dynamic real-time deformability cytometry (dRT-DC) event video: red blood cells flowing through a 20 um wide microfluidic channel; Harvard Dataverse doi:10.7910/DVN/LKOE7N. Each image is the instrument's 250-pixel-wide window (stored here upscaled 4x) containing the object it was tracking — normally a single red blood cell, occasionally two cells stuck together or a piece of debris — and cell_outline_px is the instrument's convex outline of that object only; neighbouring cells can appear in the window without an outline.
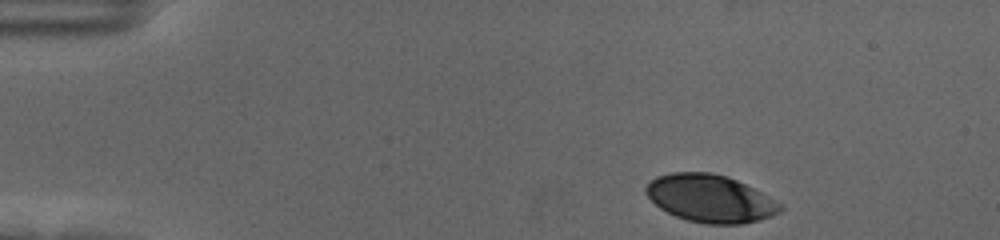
{"species": "human", "species_latin": "Homo sapiens", "temperature_condition": "cold", "stored_images_in_passage": 42, "camera_frame_rate_fps": 3000, "um_per_image_px": 0.085, "donor": {"sex": "female"}, "frame": {"image": 1, "passage_image": 1, "time_ms": 0.0, "image_size_px": [1000, 240], "cell_outline_px": [[784, 208], [780, 212], [760, 220], [740, 224], [704, 224], [688, 220], [676, 216], [660, 208], [644, 192], [644, 188], [656, 176], [672, 172], [712, 172], [728, 176], [768, 196], [780, 204]], "centroid_in_image_um": [60.35, 16.87], "position_along_channel_um": 24.6, "area_um2": 37.05}}
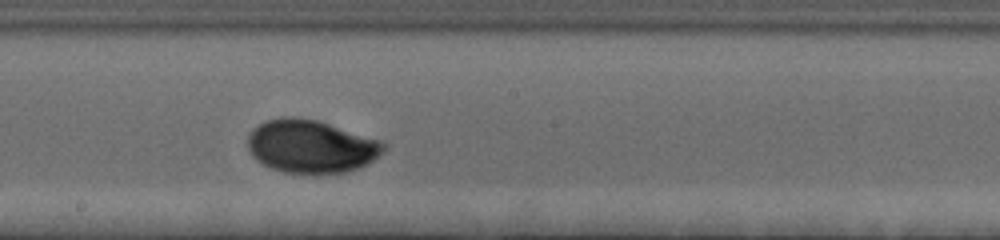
{"frame": {"image": 2, "passage_image": 25, "time_ms": 8.0, "image_size_px": [1000, 240], "cell_outline_px": [[388, 144], [384, 152], [368, 164], [348, 172], [284, 172], [272, 168], [264, 164], [252, 156], [248, 148], [248, 136], [252, 128], [268, 120], [280, 116], [292, 116], [316, 120]], "centroid_in_image_um": [26.41, 12.43], "position_along_channel_um": 221.8, "area_um2": 41.38}}
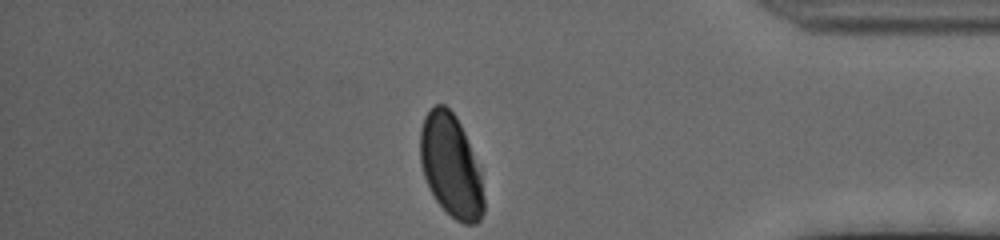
{"frame": {"image": 3, "passage_image": 42, "time_ms": 13.667, "image_size_px": [1000, 240], "cell_outline_px": [[484, 212], [480, 220], [476, 224], [464, 224], [456, 220], [436, 200], [424, 176], [420, 160], [420, 128], [424, 116], [436, 104], [444, 104], [456, 116], [464, 132], [480, 172], [484, 200]], "centroid_in_image_um": [38.32, 14.1], "position_along_channel_um": 396.9, "area_um2": 37.69}, "authors_computed_cell_mechanics": {"area_um2": 40.6334, "velocity_mm_per_s": 3.5317, "shape_relaxation_time_tau1_ms": 3.1888, "shape_relaxation_time_tau2_ms": null, "deformation_change_tau1": 0.1421, "deformation_change_tau2": null}}